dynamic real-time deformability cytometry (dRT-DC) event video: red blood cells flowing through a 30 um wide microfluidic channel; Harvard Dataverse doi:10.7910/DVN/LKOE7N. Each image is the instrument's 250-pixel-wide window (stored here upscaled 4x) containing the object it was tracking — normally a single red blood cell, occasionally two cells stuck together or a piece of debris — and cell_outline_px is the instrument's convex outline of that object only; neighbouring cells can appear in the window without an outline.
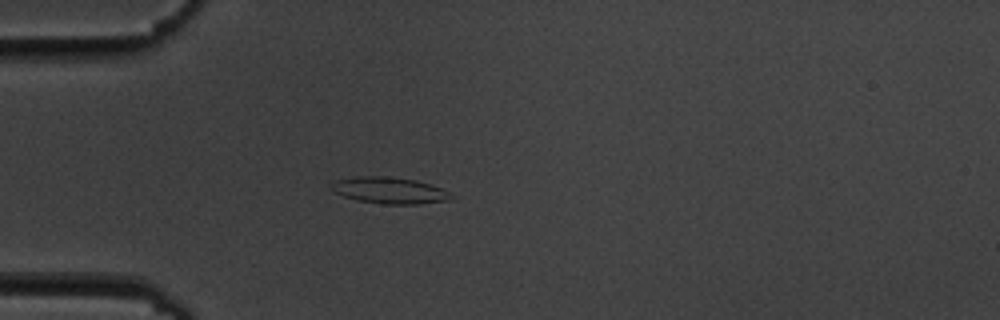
{"species": "common noctule bat (a hibernating species)", "species_latin": "Nyctalus noctula", "temperature_condition": "cold", "stored_images_in_passage": 42, "camera_frame_rate_fps": 3000, "um_per_image_px": 0.085, "animal": {"sex": "male", "body_mass_g": 19.5, "forearm_length_mm": 54.6}, "frame": {"image": 1, "passage_image": 2, "time_ms": 0.333, "image_size_px": [1000, 320], "cell_outline_px": [[452, 200], [420, 204], [384, 204], [356, 200], [332, 192], [328, 188], [336, 180], [356, 176], [388, 176], [416, 180], [440, 188], [448, 192], [452, 196]], "centroid_in_image_um": [33.06, 16.19], "position_along_channel_um": 51.9, "area_um2": 18.55}}
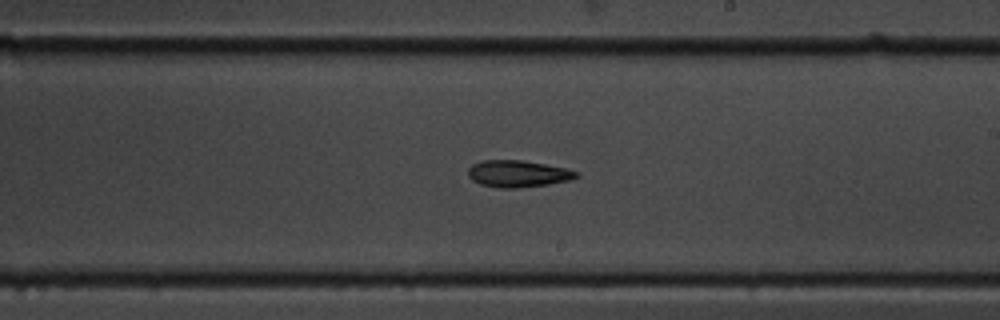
{"frame": {"image": 2, "passage_image": 19, "time_ms": 6.0, "image_size_px": [1000, 320], "cell_outline_px": [[580, 176], [572, 180], [548, 184], [516, 188], [500, 188], [480, 184], [472, 180], [468, 176], [468, 168], [472, 164], [480, 160], [524, 160], [568, 168], [580, 172]], "centroid_in_image_um": [44.06, 14.76], "position_along_channel_um": 244.9, "area_um2": 17.22}}
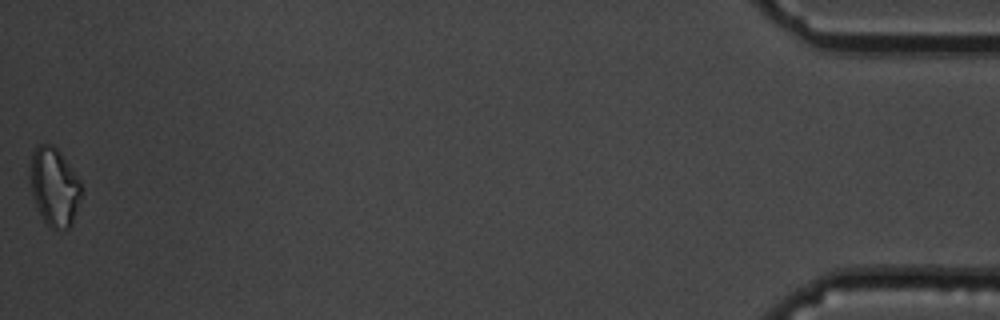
{"frame": {"image": 3, "passage_image": 42, "time_ms": 13.667, "image_size_px": [1000, 320], "cell_outline_px": [[80, 196], [72, 224], [68, 228], [52, 228], [44, 220], [36, 204], [32, 192], [28, 176], [32, 152], [40, 144], [52, 144], [56, 148], [80, 180]], "centroid_in_image_um": [4.58, 15.85], "position_along_channel_um": 430.6, "area_um2": 22.83}, "authors_computed_cell_mechanics": {"area_um2": 17.4845, "velocity_mm_per_s": 3.6107, "shape_relaxation_time_tau1_ms": 3.0666, "shape_relaxation_time_tau2_ms": null, "deformation_change_tau1": 0.0934, "deformation_change_tau2": null}}